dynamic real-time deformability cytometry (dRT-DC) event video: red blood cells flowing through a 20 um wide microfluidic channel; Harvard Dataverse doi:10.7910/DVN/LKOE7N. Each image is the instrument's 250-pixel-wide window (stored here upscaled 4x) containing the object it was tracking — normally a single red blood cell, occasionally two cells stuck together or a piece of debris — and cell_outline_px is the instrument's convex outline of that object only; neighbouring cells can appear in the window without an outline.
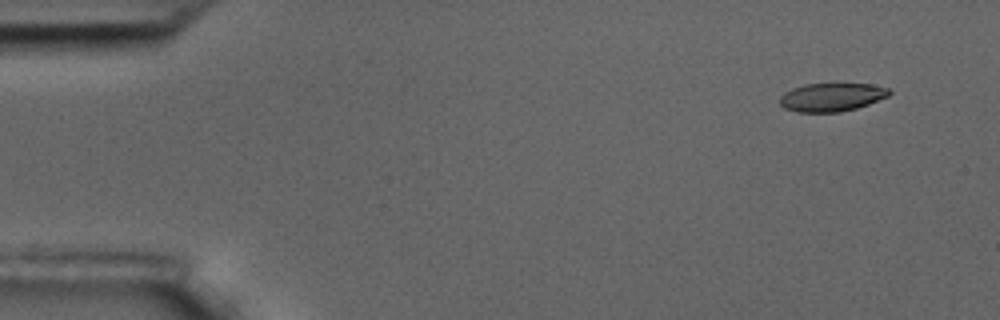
{"species": "common noctule bat (a hibernating species)", "species_latin": "Nyctalus noctula", "temperature_condition": "room temperature", "stored_images_in_passage": 5, "camera_frame_rate_fps": 3000, "um_per_image_px": 0.085, "animal": {"sex": "male", "body_mass_g": 17.5, "forearm_length_mm": 52.3}, "frame": {"image": 1, "passage_image": 2, "time_ms": 0.333, "image_size_px": [1000, 320], "cell_outline_px": [[892, 92], [888, 96], [868, 104], [856, 108], [840, 112], [796, 112], [784, 108], [780, 104], [780, 96], [784, 92], [792, 88], [804, 84], [836, 80], [872, 84], [888, 88]], "centroid_in_image_um": [70.69, 8.19], "position_along_channel_um": 14.3, "area_um2": 19.07}}
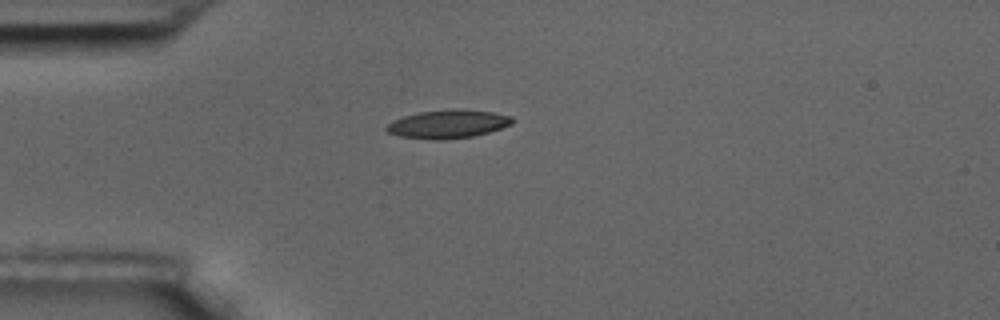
{"frame": {"image": 2, "passage_image": 5, "time_ms": 1.333, "image_size_px": [1000, 320], "cell_outline_px": [[516, 120], [512, 124], [488, 132], [472, 136], [444, 140], [436, 140], [400, 136], [388, 132], [384, 128], [392, 120], [404, 116], [420, 112], [452, 108], [460, 108], [492, 112], [512, 116]], "centroid_in_image_um": [38.09, 10.53], "position_along_channel_um": 46.9, "area_um2": 20.92}}